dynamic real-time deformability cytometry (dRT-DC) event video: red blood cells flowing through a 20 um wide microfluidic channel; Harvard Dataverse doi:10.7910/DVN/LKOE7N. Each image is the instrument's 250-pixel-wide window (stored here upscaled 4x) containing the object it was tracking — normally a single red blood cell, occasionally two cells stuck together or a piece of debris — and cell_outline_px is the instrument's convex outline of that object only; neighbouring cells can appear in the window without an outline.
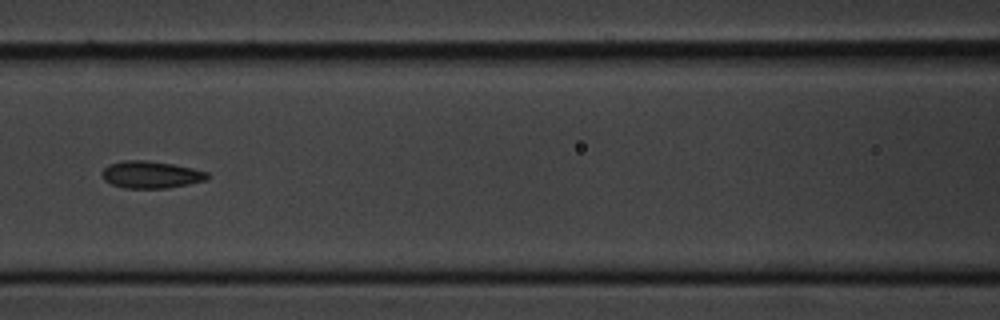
{"species": "common noctule bat (a hibernating species)", "species_latin": "Nyctalus noctula", "temperature_condition": "cold", "stored_images_in_passage": 14, "segment_of_instrument_passage": [1, 2], "camera_frame_rate_fps": 3000, "um_per_image_px": 0.085, "animal": {"sex": "male", "body_mass_g": 20.1, "forearm_length_mm": 53.5}, "frame": {"image": 1, "passage_image": 5, "time_ms": 4.667, "image_size_px": [1000, 320], "cell_outline_px": [[208, 176], [204, 180], [188, 184], [168, 188], [124, 188], [112, 184], [104, 180], [100, 176], [104, 168], [108, 164], [124, 160], [148, 160], [172, 164], [192, 168], [208, 172]], "centroid_in_image_um": [12.78, 14.84], "position_along_channel_um": 153.8, "area_um2": 16.65}}
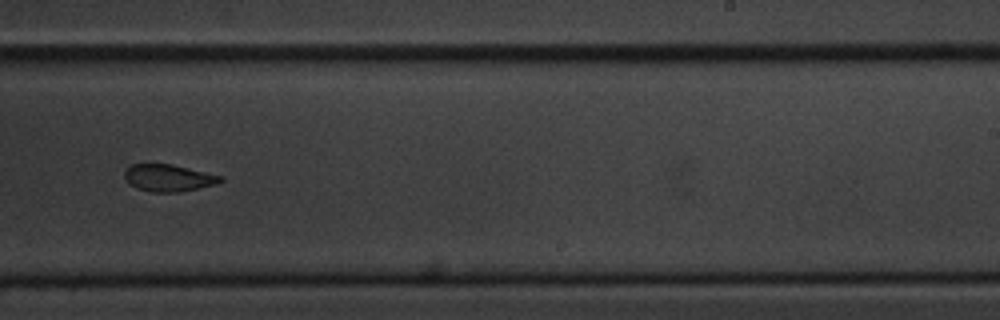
{"frame": {"image": 2, "passage_image": 8, "time_ms": 8.0, "image_size_px": [1000, 320], "cell_outline_px": [[224, 180], [216, 184], [176, 192], [152, 192], [136, 188], [124, 176], [124, 168], [132, 164], [172, 164], [224, 176]], "centroid_in_image_um": [14.33, 15.1], "position_along_channel_um": 274.7, "area_um2": 15.03}}
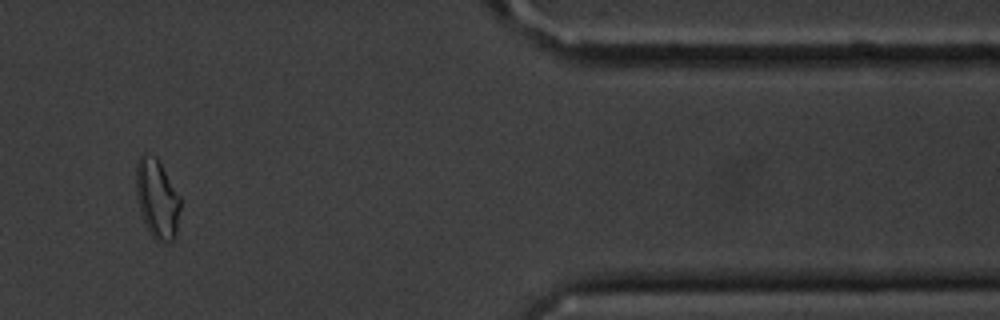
{"frame": {"image": 3, "passage_image": 11, "time_ms": 12.333, "image_size_px": [1000, 320], "cell_outline_px": [[180, 208], [176, 236], [168, 244], [164, 244], [156, 240], [152, 236], [144, 220], [136, 196], [136, 164], [140, 156], [144, 152], [156, 156], [180, 196]], "centroid_in_image_um": [13.36, 16.89], "position_along_channel_um": 398.0, "area_um2": 20.46}}